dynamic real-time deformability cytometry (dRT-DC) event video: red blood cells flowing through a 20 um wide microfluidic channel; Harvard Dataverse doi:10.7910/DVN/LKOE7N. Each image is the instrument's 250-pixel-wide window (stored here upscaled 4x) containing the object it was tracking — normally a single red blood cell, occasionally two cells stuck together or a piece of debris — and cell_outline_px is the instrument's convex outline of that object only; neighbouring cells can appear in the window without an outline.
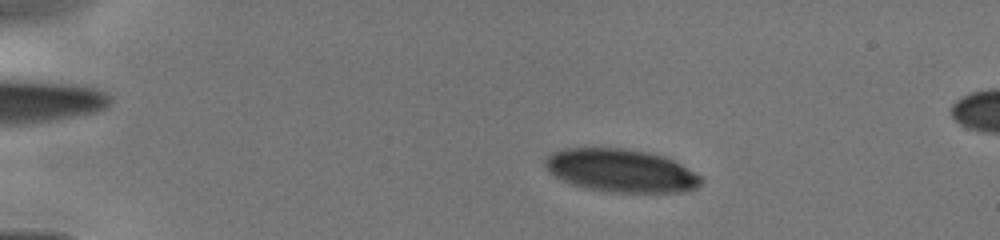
{"species": "human", "species_latin": "Homo sapiens", "temperature_condition": "cold", "stored_images_in_passage": 60, "camera_frame_rate_fps": 3000, "um_per_image_px": 0.085, "donor": {"sex": "male"}, "frame": {"image": 1, "passage_image": 14, "time_ms": 3.0, "image_size_px": [1000, 240], "cell_outline_px": [[704, 180], [696, 188], [680, 192], [608, 192], [588, 188], [572, 184], [560, 180], [544, 164], [544, 160], [552, 152], [564, 148], [624, 148], [648, 152], [664, 156], [704, 176]], "centroid_in_image_um": [52.81, 14.5], "position_along_channel_um": 32.2, "area_um2": 39.13}}
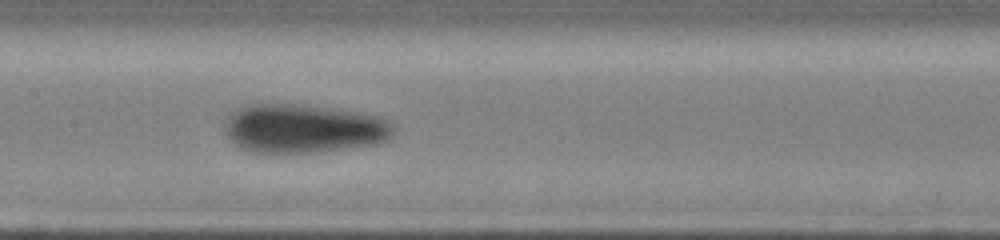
{"frame": {"image": 2, "passage_image": 43, "time_ms": 8.0, "image_size_px": [1000, 240], "cell_outline_px": [[396, 132], [388, 140], [376, 144], [312, 152], [252, 152], [240, 148], [228, 136], [228, 116], [236, 108], [252, 104], [292, 104], [328, 108], [360, 112], [384, 116], [396, 128]], "centroid_in_image_um": [25.88, 10.92], "position_along_channel_um": 181.5, "area_um2": 47.69}}
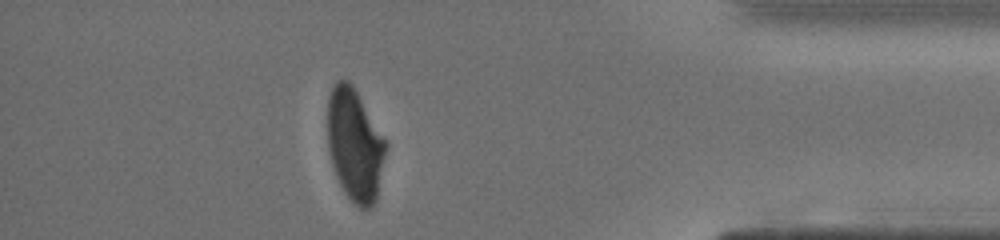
{"frame": {"image": 3, "passage_image": 56, "time_ms": 13.667, "image_size_px": [1000, 240], "cell_outline_px": [[388, 144], [376, 200], [372, 208], [360, 208], [348, 196], [340, 184], [336, 176], [328, 152], [328, 96], [332, 84], [336, 80], [348, 80], [352, 84]], "centroid_in_image_um": [30.16, 12.3], "position_along_channel_um": 405.0, "area_um2": 38.09}}